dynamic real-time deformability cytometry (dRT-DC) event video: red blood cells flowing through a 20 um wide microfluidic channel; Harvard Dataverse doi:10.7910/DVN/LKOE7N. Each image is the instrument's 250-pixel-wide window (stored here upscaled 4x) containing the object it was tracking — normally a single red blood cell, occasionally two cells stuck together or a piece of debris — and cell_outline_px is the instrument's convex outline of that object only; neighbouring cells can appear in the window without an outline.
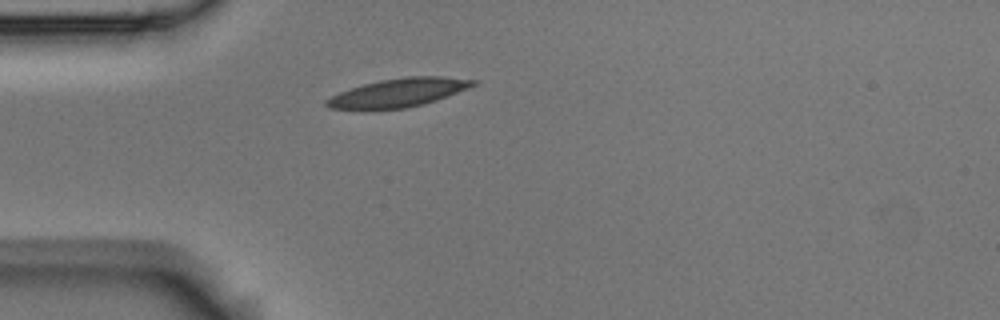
{"species": "Egyptian fruit bat (a non-hibernating species)", "species_latin": "Rousettus aegyptiacus", "temperature_condition": "room temperature", "stored_images_in_passage": 2, "camera_frame_rate_fps": 3000, "um_per_image_px": 0.085, "animal": {"sex": "male"}, "frame": {"image": 1, "passage_image": 1, "time_ms": 0.0, "image_size_px": [1000, 320], "cell_outline_px": [[480, 84], [436, 100], [424, 104], [404, 108], [372, 112], [360, 112], [328, 108], [324, 104], [324, 100], [340, 92], [364, 84], [380, 80], [408, 76], [444, 76], [480, 80]], "centroid_in_image_um": [33.83, 7.92], "position_along_channel_um": 51.2, "area_um2": 25.37}}